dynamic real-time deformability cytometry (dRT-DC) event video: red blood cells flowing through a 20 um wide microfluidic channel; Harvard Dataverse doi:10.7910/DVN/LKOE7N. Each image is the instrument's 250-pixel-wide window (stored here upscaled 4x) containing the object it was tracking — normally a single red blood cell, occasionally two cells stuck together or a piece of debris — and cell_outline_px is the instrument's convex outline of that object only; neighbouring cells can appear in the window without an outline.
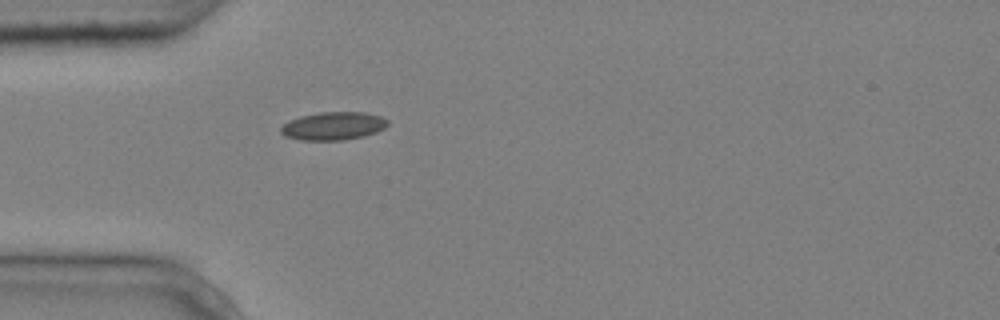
{"species": "common noctule bat (a hibernating species)", "species_latin": "Nyctalus noctula", "temperature_condition": "cold", "stored_images_in_passage": 1, "camera_frame_rate_fps": 3000, "um_per_image_px": 0.085, "animal": {"sex": "male", "body_mass_g": 20.4}, "frame": {"image": 1, "passage_image": 1, "time_ms": 0.0, "image_size_px": [1000, 320], "cell_outline_px": [[388, 124], [384, 128], [376, 132], [364, 136], [344, 140], [300, 140], [284, 136], [280, 132], [280, 128], [288, 120], [300, 116], [320, 112], [364, 112], [380, 116], [388, 120]], "centroid_in_image_um": [28.31, 10.71], "position_along_channel_um": 56.7, "area_um2": 17.57}}